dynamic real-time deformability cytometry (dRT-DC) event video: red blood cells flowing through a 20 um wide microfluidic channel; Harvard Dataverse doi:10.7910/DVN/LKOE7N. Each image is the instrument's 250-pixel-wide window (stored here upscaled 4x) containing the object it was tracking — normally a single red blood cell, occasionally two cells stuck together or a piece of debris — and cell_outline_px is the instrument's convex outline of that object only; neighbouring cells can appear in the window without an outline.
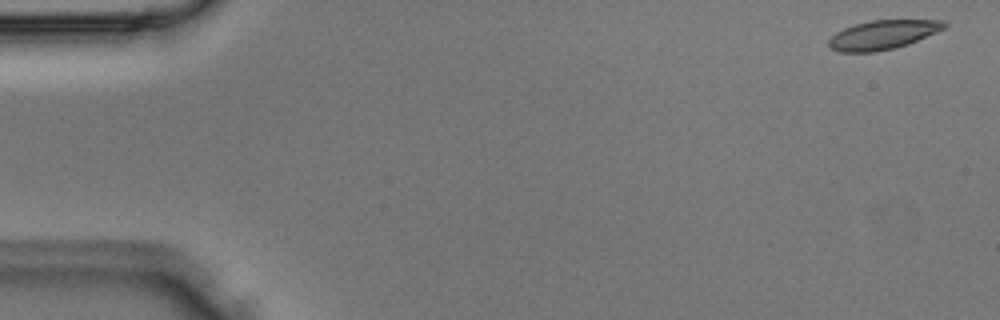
{"species": "Egyptian fruit bat (a non-hibernating species)", "species_latin": "Rousettus aegyptiacus", "temperature_condition": "room temperature", "stored_images_in_passage": 4, "camera_frame_rate_fps": 3000, "um_per_image_px": 0.085, "animal": {"sex": "male"}, "frame": {"image": 1, "passage_image": 1, "time_ms": 0.0, "image_size_px": [1000, 320], "cell_outline_px": [[948, 24], [944, 28], [936, 32], [908, 44], [896, 48], [876, 52], [840, 52], [828, 48], [828, 40], [836, 32], [844, 28], [856, 24], [872, 20], [944, 20]], "centroid_in_image_um": [75.01, 2.97], "position_along_channel_um": 10.0, "area_um2": 19.59}}